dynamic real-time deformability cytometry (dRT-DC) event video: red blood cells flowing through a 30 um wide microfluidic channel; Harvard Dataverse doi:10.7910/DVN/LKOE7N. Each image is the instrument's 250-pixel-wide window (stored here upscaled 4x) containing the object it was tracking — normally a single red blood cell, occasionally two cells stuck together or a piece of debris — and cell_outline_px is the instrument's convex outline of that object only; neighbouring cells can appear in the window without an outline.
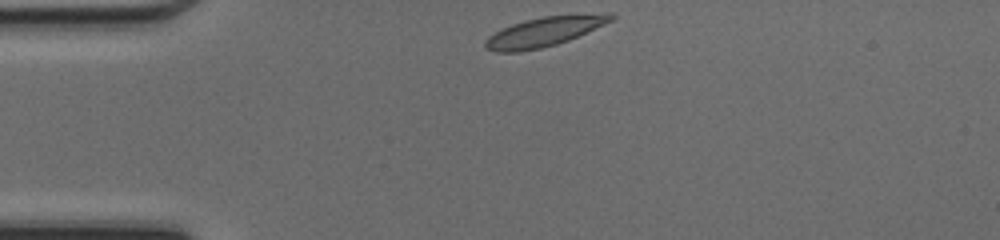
{"species": "common noctule bat (a hibernating species)", "species_latin": "Nyctalus noctula", "temperature_condition": "cold", "stored_images_in_passage": 38, "camera_frame_rate_fps": 3000, "um_per_image_px": 0.085, "animal": {"sex": "female", "body_mass_g": 17.0, "forearm_length_mm": 48.0}, "frame": {"image": 1, "passage_image": 1, "time_ms": 0.0, "image_size_px": [1000, 240], "cell_outline_px": [[616, 16], [612, 20], [604, 24], [568, 40], [556, 44], [540, 48], [520, 52], [496, 52], [488, 48], [484, 44], [484, 40], [488, 36], [512, 24], [544, 16], [608, 12], [612, 12]], "centroid_in_image_um": [46.29, 2.68], "position_along_channel_um": 38.7, "area_um2": 21.39}}
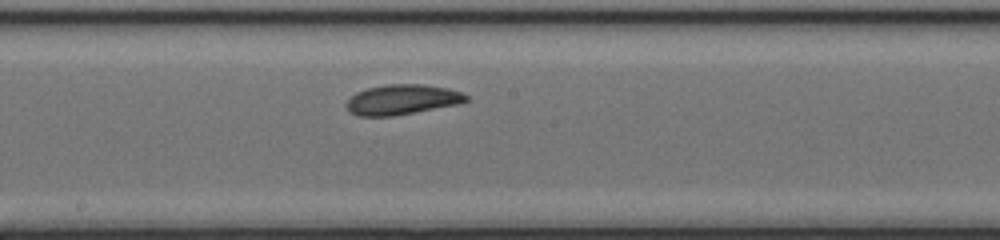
{"frame": {"image": 2, "passage_image": 16, "time_ms": 5.0, "image_size_px": [1000, 240], "cell_outline_px": [[468, 100], [460, 104], [392, 116], [356, 116], [348, 112], [344, 104], [356, 92], [368, 88], [388, 84], [424, 84], [448, 88], [460, 92], [468, 96]], "centroid_in_image_um": [34.15, 8.47], "position_along_channel_um": 214.0, "area_um2": 21.1}}
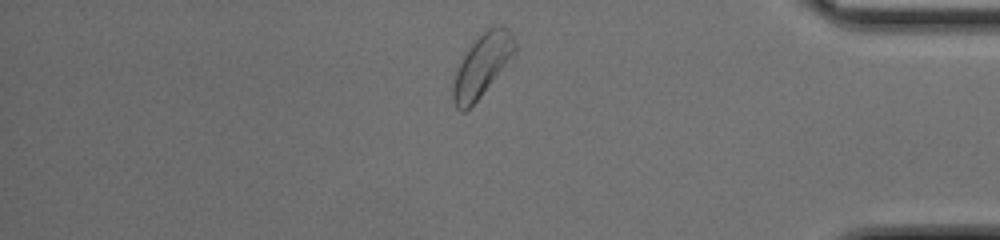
{"frame": {"image": 3, "passage_image": 31, "time_ms": 10.0, "image_size_px": [1000, 240], "cell_outline_px": [[516, 52], [480, 96], [464, 112], [460, 112], [456, 108], [452, 100], [452, 84], [456, 72], [468, 48], [488, 28], [500, 24], [508, 28], [512, 32], [516, 44]], "centroid_in_image_um": [40.98, 5.54], "position_along_channel_um": 394.2, "area_um2": 22.02}, "authors_computed_cell_mechanics": {"area_um2": 21.3571, "velocity_mm_per_s": 4.1954, "shape_relaxation_time_tau1_ms": 2.5212, "shape_relaxation_time_tau2_ms": 6.154, "deformation_change_tau1": 0.1063, "deformation_change_tau2": 0.1208}}